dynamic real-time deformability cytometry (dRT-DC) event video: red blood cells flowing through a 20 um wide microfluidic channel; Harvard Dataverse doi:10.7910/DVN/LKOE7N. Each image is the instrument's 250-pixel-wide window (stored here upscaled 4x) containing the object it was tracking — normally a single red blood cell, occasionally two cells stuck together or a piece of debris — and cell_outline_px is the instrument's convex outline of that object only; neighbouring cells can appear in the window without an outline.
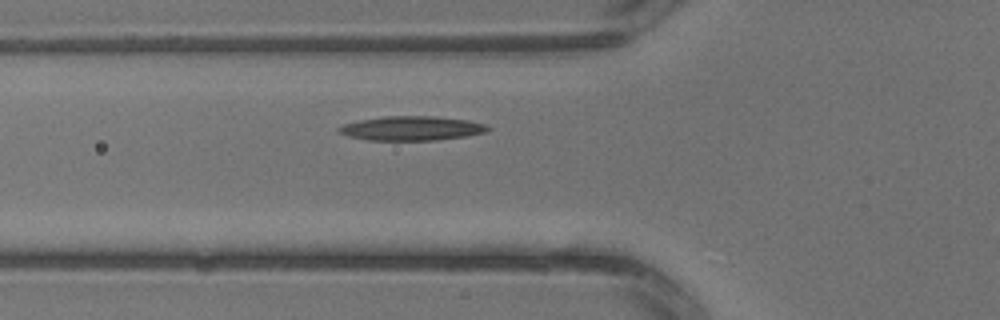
{"species": "common noctule bat (a hibernating species)", "species_latin": "Nyctalus noctula", "temperature_condition": "warm", "stored_images_in_passage": 4, "camera_frame_rate_fps": 3000, "um_per_image_px": 0.085, "animal": {"sex": "male", "body_mass_g": 13.3}, "frame": {"image": 1, "passage_image": 4, "time_ms": 1.0, "image_size_px": [1000, 320], "cell_outline_px": [[492, 128], [488, 132], [468, 136], [436, 140], [368, 140], [348, 136], [336, 132], [336, 128], [340, 124], [360, 120], [384, 116], [436, 116], [468, 120], [484, 124]], "centroid_in_image_um": [34.97, 10.9], "position_along_channel_um": 90.8, "area_um2": 21.39}}